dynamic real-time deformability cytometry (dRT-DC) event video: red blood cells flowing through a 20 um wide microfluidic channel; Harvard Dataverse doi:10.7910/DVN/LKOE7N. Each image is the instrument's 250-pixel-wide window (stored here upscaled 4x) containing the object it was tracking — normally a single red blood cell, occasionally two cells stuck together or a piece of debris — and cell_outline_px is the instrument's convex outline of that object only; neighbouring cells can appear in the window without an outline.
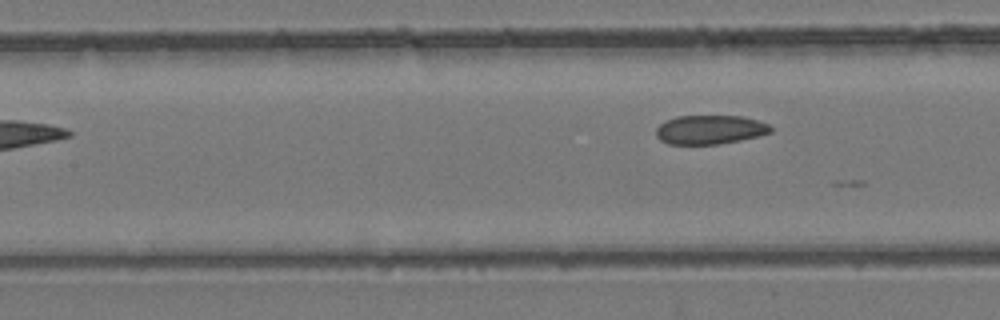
{"species": "common noctule bat (a hibernating species)", "species_latin": "Nyctalus noctula", "temperature_condition": "room temperature", "stored_images_in_passage": 5, "camera_frame_rate_fps": 3000, "um_per_image_px": 0.085, "animal": {"sex": "female", "body_mass_g": 24.6, "forearm_length_mm": 56.2}, "frame": {"image": 1, "passage_image": 5, "time_ms": 1.333, "image_size_px": [1000, 320], "cell_outline_px": [[772, 132], [760, 136], [720, 144], [668, 144], [660, 140], [656, 136], [656, 128], [664, 120], [676, 116], [744, 116], [768, 124], [772, 128]], "centroid_in_image_um": [60.33, 11.02], "position_along_channel_um": 147.1, "area_um2": 19.54}}